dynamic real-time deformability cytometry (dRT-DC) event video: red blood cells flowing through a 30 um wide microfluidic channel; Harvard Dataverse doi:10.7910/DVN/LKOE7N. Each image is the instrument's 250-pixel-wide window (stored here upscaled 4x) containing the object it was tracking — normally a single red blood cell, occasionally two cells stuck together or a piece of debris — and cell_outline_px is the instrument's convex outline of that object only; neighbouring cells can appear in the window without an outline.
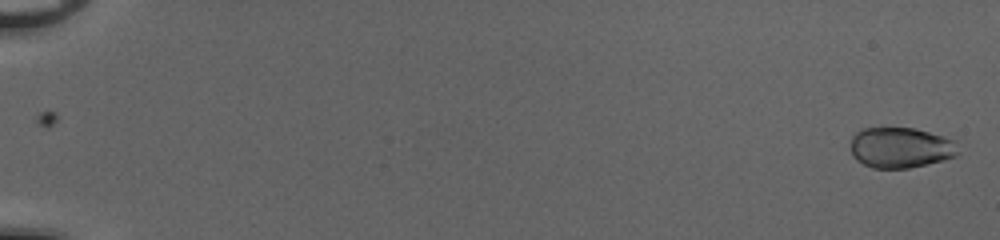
{"species": "common noctule bat (a hibernating species)", "species_latin": "Nyctalus noctula", "temperature_condition": "cold", "stored_images_in_passage": 52, "camera_frame_rate_fps": 3000, "um_per_image_px": 0.085, "animal": {"sex": "female", "body_mass_g": 20.0, "forearm_length_mm": 54.0}, "frame": {"image": 1, "passage_image": 1, "time_ms": 0.0, "image_size_px": [1000, 240], "cell_outline_px": [[960, 152], [956, 156], [944, 160], [928, 164], [908, 168], [872, 168], [856, 160], [852, 156], [848, 148], [852, 136], [856, 132], [864, 128], [916, 128], [944, 136], [956, 140]], "centroid_in_image_um": [76.55, 12.55], "position_along_channel_um": 8.4, "area_um2": 26.01}}
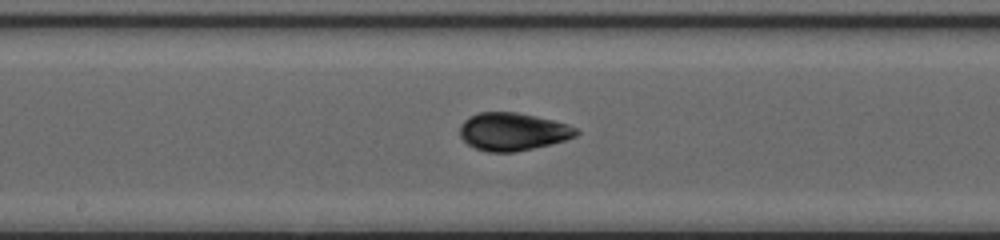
{"frame": {"image": 2, "passage_image": 30, "time_ms": 9.667, "image_size_px": [1000, 240], "cell_outline_px": [[580, 132], [576, 136], [552, 144], [516, 152], [488, 152], [476, 148], [468, 144], [460, 136], [460, 124], [468, 116], [480, 112], [516, 112], [536, 116], [568, 124], [576, 128]], "centroid_in_image_um": [43.58, 11.19], "position_along_channel_um": 204.6, "area_um2": 25.72}}
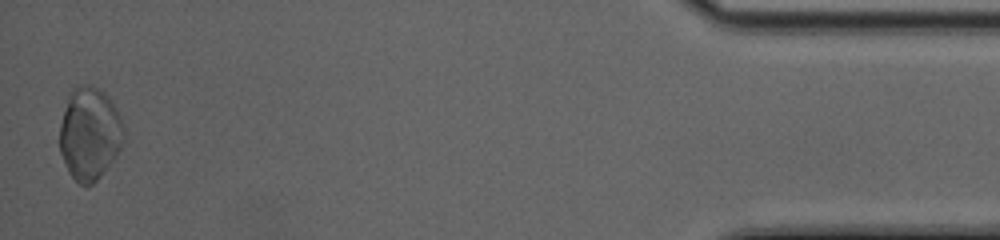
{"frame": {"image": 3, "passage_image": 52, "time_ms": 17.0, "image_size_px": [1000, 240], "cell_outline_px": [[124, 140], [116, 156], [100, 176], [92, 184], [80, 184], [68, 172], [60, 152], [60, 124], [68, 92], [72, 88], [80, 84], [92, 84], [104, 92], [108, 96], [116, 108], [120, 116], [124, 128]], "centroid_in_image_um": [7.61, 11.31], "position_along_channel_um": 427.6, "area_um2": 34.8}, "authors_computed_cell_mechanics": {"area_um2": 25.6921, "velocity_mm_per_s": 4.0843, "shape_relaxation_time_tau1_ms": 5.1865, "shape_relaxation_time_tau2_ms": 1.4188, "deformation_change_tau1": 0.1147, "deformation_change_tau2": 0.0514}}